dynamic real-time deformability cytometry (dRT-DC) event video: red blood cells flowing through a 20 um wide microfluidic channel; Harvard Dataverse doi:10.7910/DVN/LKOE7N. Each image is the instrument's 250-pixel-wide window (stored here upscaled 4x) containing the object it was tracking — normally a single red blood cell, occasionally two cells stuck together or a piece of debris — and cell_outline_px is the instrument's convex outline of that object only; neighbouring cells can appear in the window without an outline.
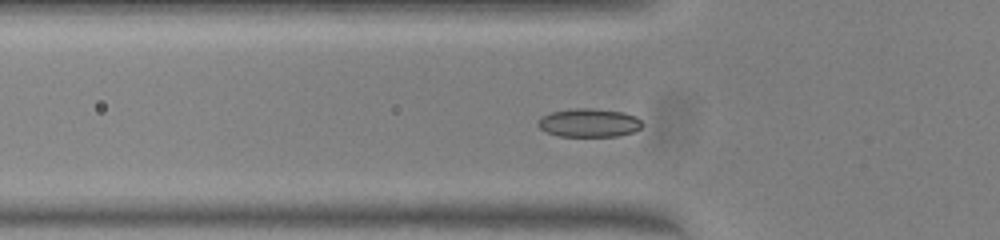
{"species": "common noctule bat (a hibernating species)", "species_latin": "Nyctalus noctula", "temperature_condition": "warm", "stored_images_in_passage": 40, "camera_frame_rate_fps": 3000, "um_per_image_px": 0.085, "animal": {"sex": "female", "body_mass_g": 23.0, "forearm_length_mm": 53.4}, "frame": {"image": 1, "passage_image": 5, "time_ms": 1.333, "image_size_px": [1000, 240], "cell_outline_px": [[644, 124], [640, 128], [632, 132], [616, 136], [560, 136], [548, 132], [540, 128], [536, 124], [536, 120], [540, 116], [552, 112], [572, 108], [592, 108], [624, 112], [636, 116]], "centroid_in_image_um": [50.05, 10.42], "position_along_channel_um": 75.8, "area_um2": 17.4}}
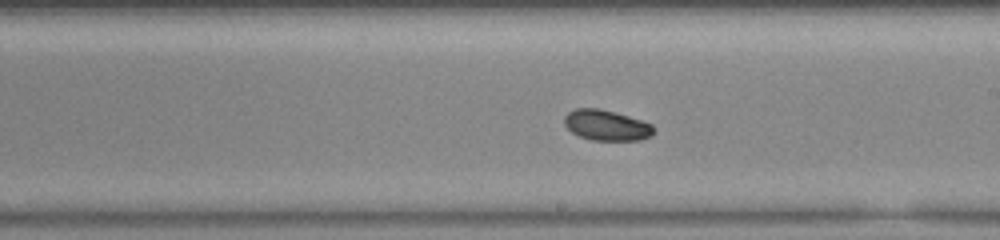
{"frame": {"image": 2, "passage_image": 17, "time_ms": 5.333, "image_size_px": [1000, 240], "cell_outline_px": [[652, 136], [640, 140], [592, 140], [580, 136], [572, 132], [564, 124], [564, 116], [568, 112], [576, 108], [600, 108], [628, 116], [652, 124]], "centroid_in_image_um": [51.52, 10.64], "position_along_channel_um": 237.5, "area_um2": 15.78}}
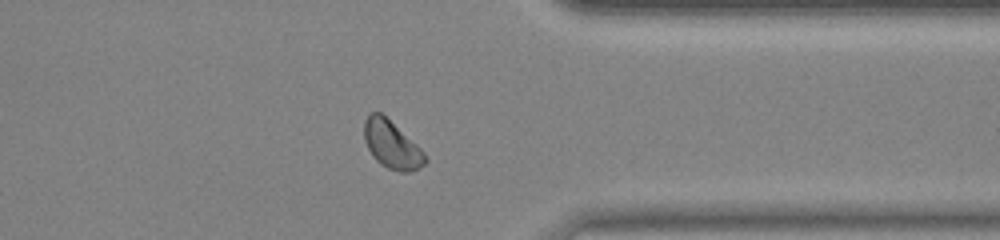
{"frame": {"image": 3, "passage_image": 28, "time_ms": 9.0, "image_size_px": [1000, 240], "cell_outline_px": [[428, 160], [420, 168], [408, 172], [400, 172], [388, 168], [380, 164], [372, 156], [364, 140], [364, 120], [372, 112], [380, 112], [416, 144], [424, 152]], "centroid_in_image_um": [33.29, 12.32], "position_along_channel_um": 378.1, "area_um2": 16.76}, "authors_computed_cell_mechanics": {"area_um2": 16.5308, "velocity_mm_per_s": 4.0361, "shape_relaxation_time_tau1_ms": 1.5374, "shape_relaxation_time_tau2_ms": null, "deformation_change_tau1": 0.0785, "deformation_change_tau2": null}}